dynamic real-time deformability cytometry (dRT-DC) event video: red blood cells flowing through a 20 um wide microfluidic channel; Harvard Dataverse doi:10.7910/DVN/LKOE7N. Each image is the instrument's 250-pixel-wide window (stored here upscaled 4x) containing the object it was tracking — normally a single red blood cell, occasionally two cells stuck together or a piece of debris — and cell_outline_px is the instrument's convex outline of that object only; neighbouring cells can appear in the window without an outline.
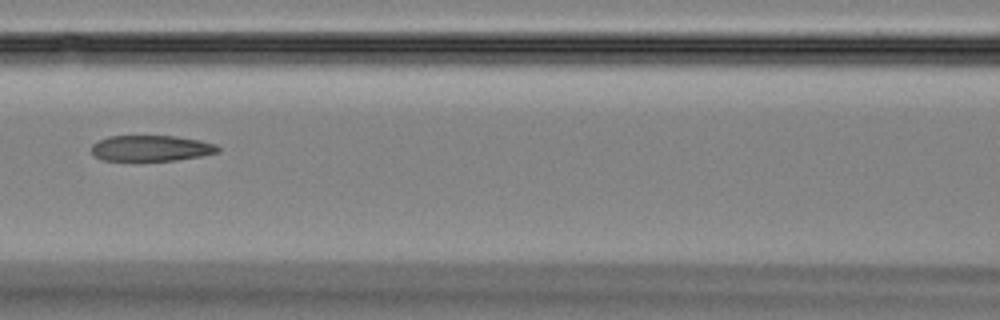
{"species": "Egyptian fruit bat (a non-hibernating species)", "species_latin": "Rousettus aegyptiacus", "temperature_condition": "room temperature", "stored_images_in_passage": 5, "camera_frame_rate_fps": 3000, "um_per_image_px": 0.085, "animal": {"sex": "female"}, "frame": {"image": 1, "passage_image": 3, "time_ms": 3.333, "image_size_px": [1000, 320], "cell_outline_px": [[220, 152], [200, 156], [176, 160], [136, 164], [132, 164], [100, 160], [92, 156], [92, 144], [108, 136], [176, 136], [200, 140], [216, 144], [220, 148]], "centroid_in_image_um": [12.77, 12.66], "position_along_channel_um": 153.8, "area_um2": 20.23}}
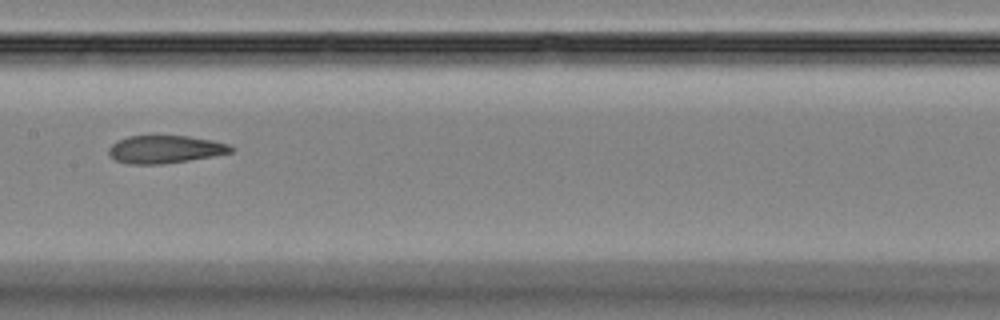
{"frame": {"image": 2, "passage_image": 4, "time_ms": 4.333, "image_size_px": [1000, 320], "cell_outline_px": [[236, 148], [232, 152], [212, 156], [188, 160], [160, 164], [128, 164], [116, 160], [108, 156], [108, 148], [116, 140], [128, 136], [188, 136], [212, 140], [228, 144]], "centroid_in_image_um": [14.0, 12.69], "position_along_channel_um": 193.4, "area_um2": 19.83}}
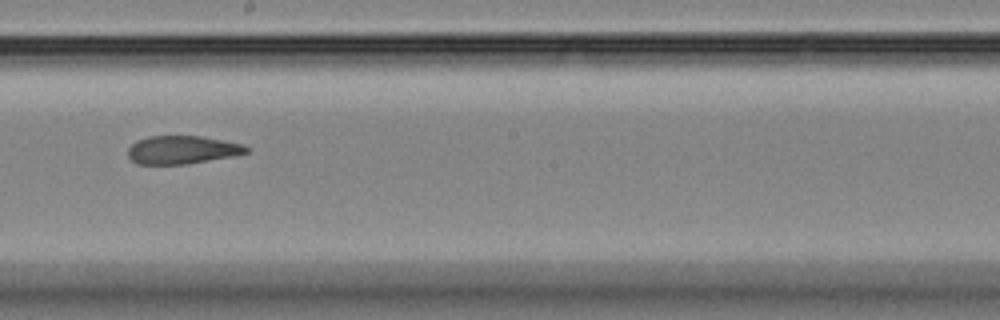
{"frame": {"image": 3, "passage_image": 5, "time_ms": 5.333, "image_size_px": [1000, 320], "cell_outline_px": [[248, 152], [232, 156], [188, 164], [136, 164], [128, 156], [128, 148], [136, 140], [148, 136], [200, 136], [244, 144], [248, 148]], "centroid_in_image_um": [15.46, 12.73], "position_along_channel_um": 232.7, "area_um2": 19.42}}